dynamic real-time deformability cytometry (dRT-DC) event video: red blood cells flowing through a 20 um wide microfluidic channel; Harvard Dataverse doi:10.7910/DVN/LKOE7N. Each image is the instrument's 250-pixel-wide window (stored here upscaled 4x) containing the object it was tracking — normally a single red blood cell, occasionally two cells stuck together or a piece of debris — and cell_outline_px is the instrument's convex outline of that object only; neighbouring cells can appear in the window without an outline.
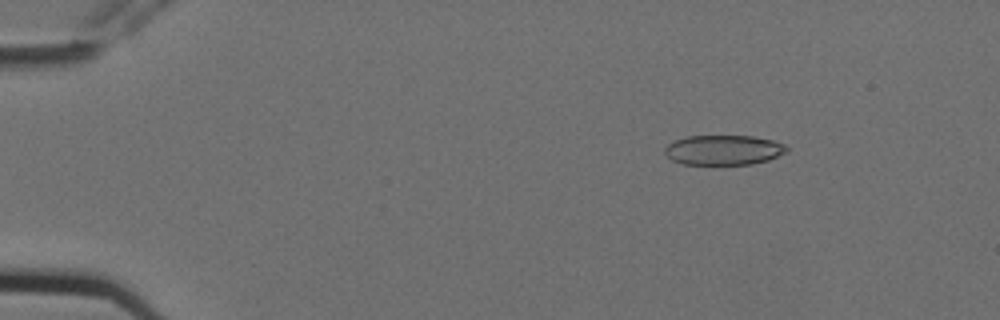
{"species": "Egyptian fruit bat (a non-hibernating species)", "species_latin": "Rousettus aegyptiacus", "temperature_condition": "cold", "stored_images_in_passage": 5, "camera_frame_rate_fps": 3000, "um_per_image_px": 0.085, "animal": {"sex": "female"}, "frame": {"image": 1, "passage_image": 1, "time_ms": 0.0, "image_size_px": [1000, 320], "cell_outline_px": [[788, 152], [768, 160], [752, 164], [684, 164], [672, 160], [664, 152], [664, 148], [672, 140], [688, 136], [752, 136], [772, 140], [784, 144], [788, 148]], "centroid_in_image_um": [61.5, 12.74], "position_along_channel_um": 23.5, "area_um2": 21.27}}
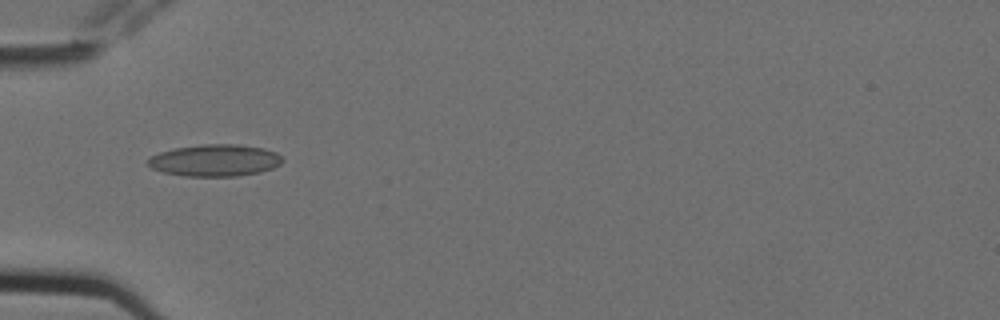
{"frame": {"image": 2, "passage_image": 4, "time_ms": 1.0, "image_size_px": [1000, 320], "cell_outline_px": [[284, 160], [280, 164], [272, 168], [260, 172], [236, 176], [184, 176], [164, 172], [152, 168], [148, 164], [148, 156], [172, 148], [200, 144], [236, 144], [264, 148], [276, 152]], "centroid_in_image_um": [18.25, 13.62], "position_along_channel_um": 66.7, "area_um2": 25.09}}
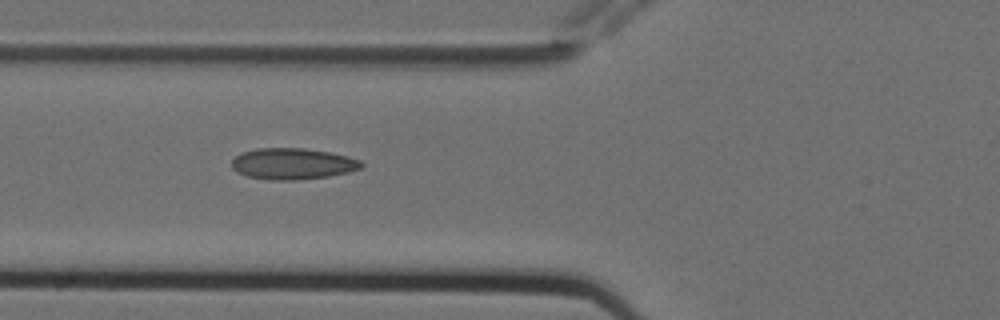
{"frame": {"image": 3, "passage_image": 5, "time_ms": 1.333, "image_size_px": [1000, 320], "cell_outline_px": [[364, 164], [360, 168], [348, 172], [328, 176], [296, 180], [268, 180], [248, 176], [236, 172], [232, 168], [232, 160], [236, 156], [244, 152], [256, 148], [304, 148], [328, 152], [348, 156], [360, 160]], "centroid_in_image_um": [24.86, 13.92], "position_along_channel_um": 100.9, "area_um2": 23.52}}